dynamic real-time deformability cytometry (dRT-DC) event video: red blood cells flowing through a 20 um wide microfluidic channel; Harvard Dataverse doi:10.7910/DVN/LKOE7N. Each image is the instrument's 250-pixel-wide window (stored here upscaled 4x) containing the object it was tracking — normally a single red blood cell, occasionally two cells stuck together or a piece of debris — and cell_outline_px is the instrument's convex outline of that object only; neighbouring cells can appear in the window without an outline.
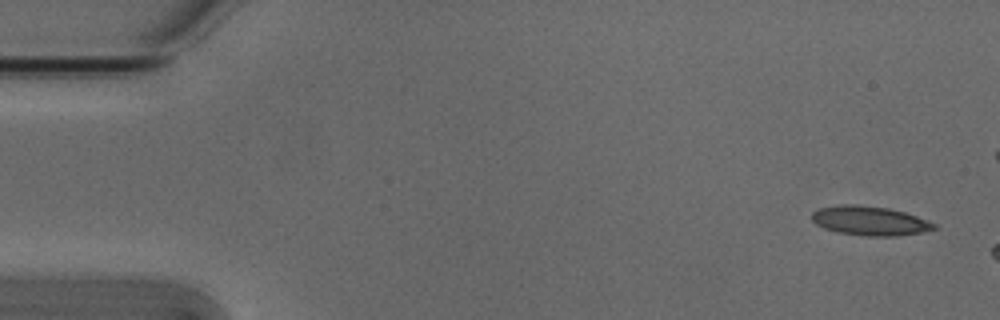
{"species": "Egyptian fruit bat (a non-hibernating species)", "species_latin": "Rousettus aegyptiacus", "temperature_condition": "cold", "stored_images_in_passage": 3, "camera_frame_rate_fps": 3000, "um_per_image_px": 0.085, "animal": {"sex": "male"}, "frame": {"image": 1, "passage_image": 1, "time_ms": 0.0, "image_size_px": [1000, 320], "cell_outline_px": [[936, 228], [924, 232], [896, 236], [868, 236], [836, 232], [824, 228], [816, 224], [812, 220], [812, 212], [820, 208], [840, 204], [856, 204], [888, 208], [904, 212], [916, 216], [936, 224]], "centroid_in_image_um": [73.92, 18.77], "position_along_channel_um": 11.1, "area_um2": 20.81}}